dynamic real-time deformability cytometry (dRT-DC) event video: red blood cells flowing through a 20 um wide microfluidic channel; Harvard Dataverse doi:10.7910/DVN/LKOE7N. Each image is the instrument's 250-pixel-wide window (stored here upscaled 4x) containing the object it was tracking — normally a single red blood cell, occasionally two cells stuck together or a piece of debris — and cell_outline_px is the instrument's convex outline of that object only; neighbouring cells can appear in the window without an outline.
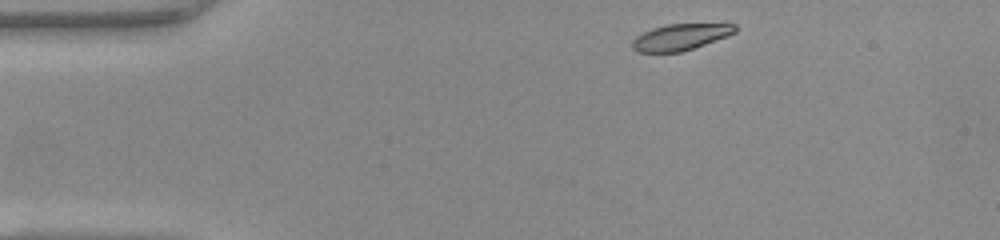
{"species": "common noctule bat (a hibernating species)", "species_latin": "Nyctalus noctula", "temperature_condition": "warm", "stored_images_in_passage": 7, "camera_frame_rate_fps": 3000, "um_per_image_px": 0.085, "animal": {"sex": "female", "body_mass_g": 22.0, "forearm_length_mm": 56.7}, "frame": {"image": 1, "passage_image": 1, "time_ms": 0.0, "image_size_px": [1000, 240], "cell_outline_px": [[736, 32], [728, 36], [680, 52], [640, 52], [632, 48], [632, 40], [636, 36], [652, 28], [668, 24], [736, 24]], "centroid_in_image_um": [57.83, 3.14], "position_along_channel_um": 27.2, "area_um2": 15.55}}